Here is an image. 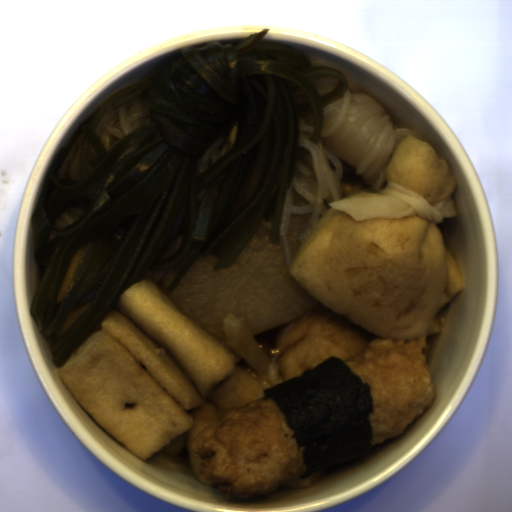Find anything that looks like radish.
<instances>
[{"mask_svg": "<svg viewBox=\"0 0 512 512\" xmlns=\"http://www.w3.org/2000/svg\"><path fill=\"white\" fill-rule=\"evenodd\" d=\"M269 232L259 226L228 268L215 271L219 258L199 254L167 296L185 318L234 356L235 365L242 357L227 346L222 330L228 312L254 337L325 306L289 273L281 247L270 242Z\"/></svg>", "mask_w": 512, "mask_h": 512, "instance_id": "radish-1", "label": "radish"}, {"mask_svg": "<svg viewBox=\"0 0 512 512\" xmlns=\"http://www.w3.org/2000/svg\"><path fill=\"white\" fill-rule=\"evenodd\" d=\"M311 214L312 212L303 215L290 214L286 237L290 245L294 259L299 251V239L304 233L310 221Z\"/></svg>", "mask_w": 512, "mask_h": 512, "instance_id": "radish-2", "label": "radish"}]
</instances>
